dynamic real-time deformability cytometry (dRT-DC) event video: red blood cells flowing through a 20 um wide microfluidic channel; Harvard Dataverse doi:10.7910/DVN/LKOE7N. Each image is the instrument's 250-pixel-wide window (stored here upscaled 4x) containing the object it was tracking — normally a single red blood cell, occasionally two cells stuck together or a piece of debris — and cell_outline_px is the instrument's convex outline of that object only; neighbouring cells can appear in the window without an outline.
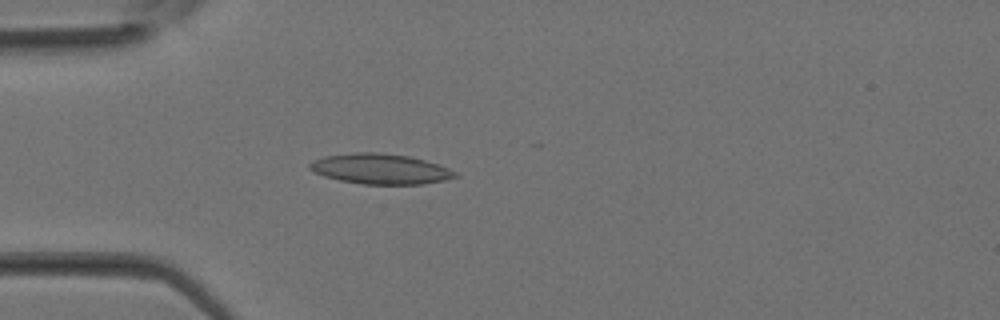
{"species": "Egyptian fruit bat (a non-hibernating species)", "species_latin": "Rousettus aegyptiacus", "temperature_condition": "room temperature", "stored_images_in_passage": 13, "camera_frame_rate_fps": 3000, "um_per_image_px": 0.085, "animal": {"sex": "female"}, "frame": {"image": 1, "passage_image": 10, "time_ms": 3.0, "image_size_px": [1000, 320], "cell_outline_px": [[460, 176], [444, 180], [424, 184], [364, 184], [340, 180], [324, 176], [308, 168], [308, 164], [324, 156], [356, 152], [376, 152], [408, 156], [424, 160], [448, 168], [456, 172]], "centroid_in_image_um": [32.34, 14.36], "position_along_channel_um": 52.7, "area_um2": 25.43}}
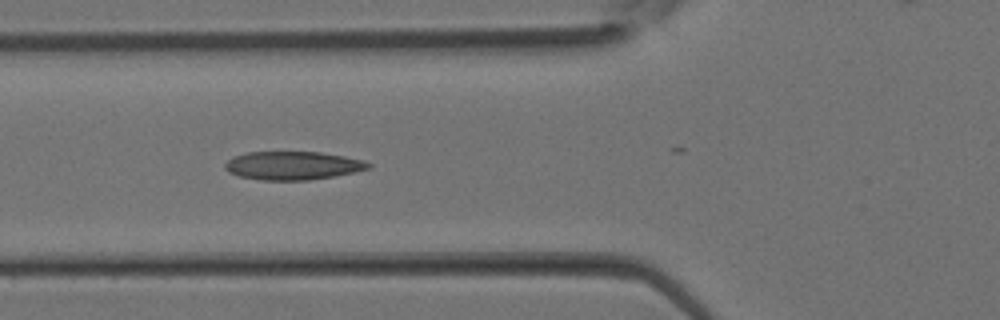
{"frame": {"image": 2, "passage_image": 13, "time_ms": 4.0, "image_size_px": [1000, 320], "cell_outline_px": [[372, 168], [332, 176], [308, 180], [264, 180], [240, 176], [228, 172], [224, 168], [224, 164], [232, 156], [248, 152], [320, 152], [344, 156], [364, 160], [372, 164]], "centroid_in_image_um": [24.88, 14.06], "position_along_channel_um": 100.9, "area_um2": 23.64}}